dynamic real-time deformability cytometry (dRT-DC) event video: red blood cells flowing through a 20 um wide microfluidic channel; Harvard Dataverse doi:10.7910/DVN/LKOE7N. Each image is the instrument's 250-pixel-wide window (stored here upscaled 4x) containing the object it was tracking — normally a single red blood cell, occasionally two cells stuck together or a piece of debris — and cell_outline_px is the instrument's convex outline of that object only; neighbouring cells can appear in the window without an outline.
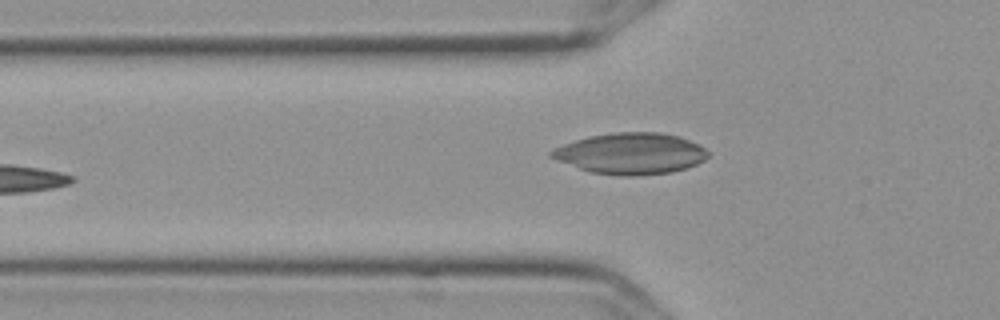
{"species": "Egyptian fruit bat (a non-hibernating species)", "species_latin": "Rousettus aegyptiacus", "temperature_condition": "cold", "stored_images_in_passage": 6, "camera_frame_rate_fps": 3000, "um_per_image_px": 0.085, "frame": {"image": 1, "passage_image": 6, "time_ms": 1.667, "image_size_px": [1000, 320], "cell_outline_px": [[708, 156], [704, 160], [688, 168], [672, 172], [636, 176], [620, 176], [588, 172], [548, 156], [548, 152], [552, 148], [588, 136], [612, 132], [660, 132], [680, 136], [700, 144], [708, 152]], "centroid_in_image_um": [53.61, 13.05], "position_along_channel_um": 72.2, "area_um2": 37.97}}